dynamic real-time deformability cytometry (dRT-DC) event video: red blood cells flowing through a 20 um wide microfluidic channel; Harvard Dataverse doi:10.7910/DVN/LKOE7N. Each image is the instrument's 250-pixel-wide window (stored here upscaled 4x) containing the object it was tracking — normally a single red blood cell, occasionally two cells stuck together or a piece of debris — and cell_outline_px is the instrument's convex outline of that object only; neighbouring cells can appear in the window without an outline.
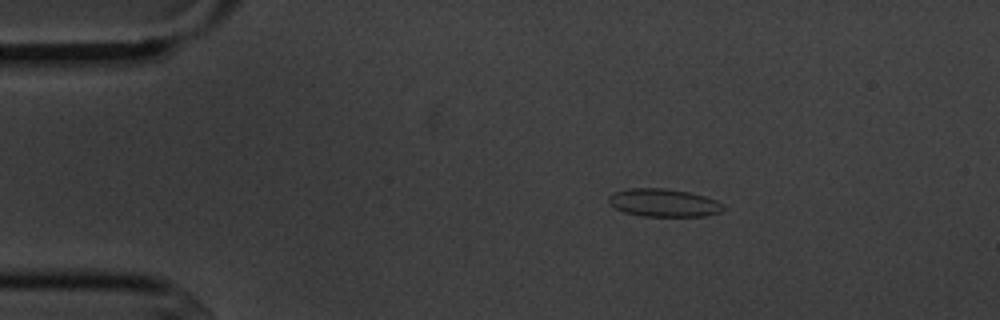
{"species": "common noctule bat (a hibernating species)", "species_latin": "Nyctalus noctula", "temperature_condition": "cold", "stored_images_in_passage": 8, "camera_frame_rate_fps": 3000, "um_per_image_px": 0.085, "animal": {"sex": "male", "body_mass_g": 20.1, "forearm_length_mm": 53.5}, "frame": {"image": 1, "passage_image": 2, "time_ms": 1.333, "image_size_px": [1000, 320], "cell_outline_px": [[724, 208], [720, 212], [708, 216], [644, 216], [624, 212], [616, 208], [608, 200], [608, 196], [612, 192], [628, 188], [664, 188], [688, 192], [704, 196], [716, 200], [724, 204]], "centroid_in_image_um": [56.42, 17.23], "position_along_channel_um": 28.6, "area_um2": 18.67}}
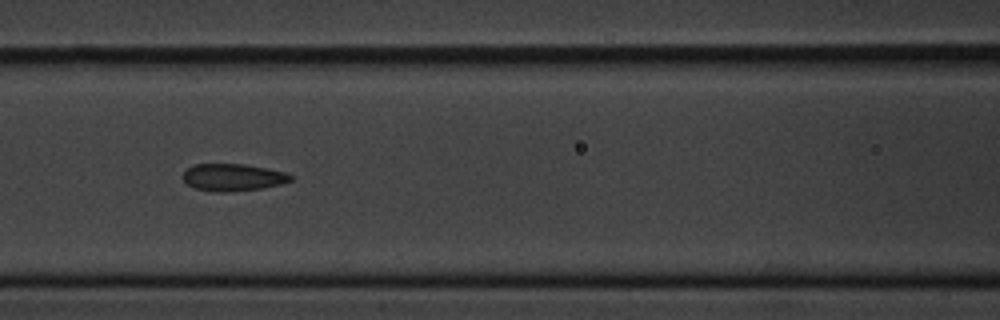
{"frame": {"image": 2, "passage_image": 6, "time_ms": 6.0, "image_size_px": [1000, 320], "cell_outline_px": [[292, 180], [280, 184], [264, 188], [228, 192], [212, 192], [196, 188], [188, 184], [180, 176], [188, 168], [196, 164], [244, 164], [268, 168], [288, 172], [292, 176]], "centroid_in_image_um": [19.82, 15.07], "position_along_channel_um": 146.8, "area_um2": 17.22}}
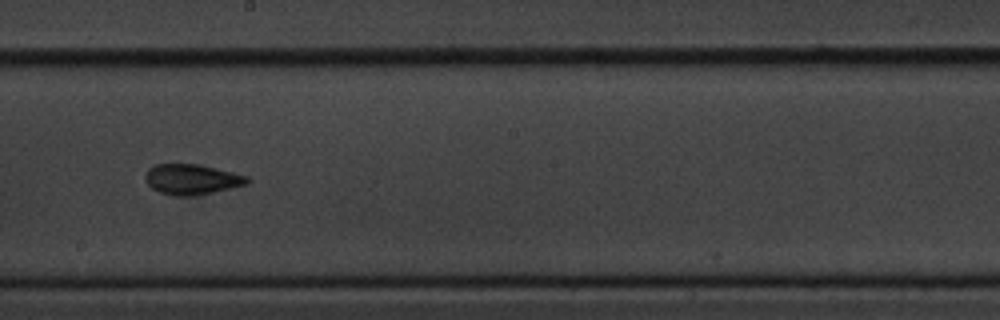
{"frame": {"image": 3, "passage_image": 8, "time_ms": 8.333, "image_size_px": [1000, 320], "cell_outline_px": [[248, 180], [244, 184], [232, 188], [192, 196], [176, 196], [160, 192], [152, 188], [144, 180], [144, 176], [148, 168], [156, 164], [196, 164], [232, 172], [248, 176]], "centroid_in_image_um": [16.24, 15.24], "position_along_channel_um": 232.0, "area_um2": 17.8}}